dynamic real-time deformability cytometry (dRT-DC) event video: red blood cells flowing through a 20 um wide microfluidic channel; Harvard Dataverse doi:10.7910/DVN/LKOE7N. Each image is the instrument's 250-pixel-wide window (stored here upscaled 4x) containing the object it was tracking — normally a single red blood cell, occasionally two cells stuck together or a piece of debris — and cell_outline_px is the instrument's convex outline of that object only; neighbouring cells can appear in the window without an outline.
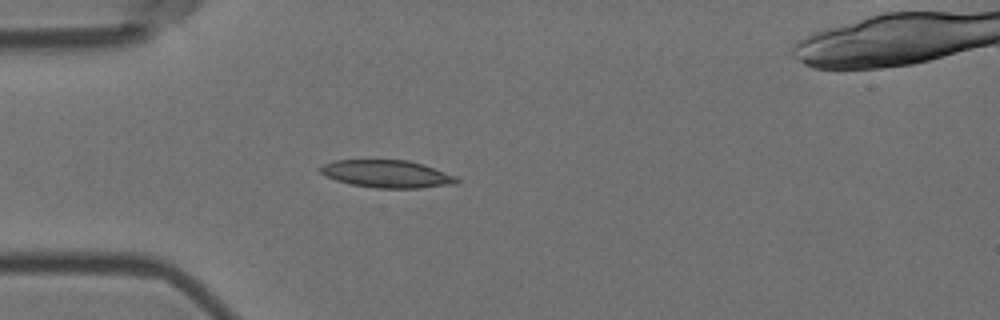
{"species": "Egyptian fruit bat (a non-hibernating species)", "species_latin": "Rousettus aegyptiacus", "temperature_condition": "room temperature", "stored_images_in_passage": 1, "camera_frame_rate_fps": 3000, "um_per_image_px": 0.085, "animal": {"sex": "female"}, "frame": {"image": 1, "passage_image": 1, "time_ms": 0.0, "image_size_px": [1000, 320], "cell_outline_px": [[460, 180], [456, 184], [420, 188], [376, 188], [352, 184], [336, 180], [324, 176], [316, 168], [332, 160], [408, 160], [424, 164], [456, 176]], "centroid_in_image_um": [32.88, 14.78], "position_along_channel_um": 52.1, "area_um2": 22.08}}